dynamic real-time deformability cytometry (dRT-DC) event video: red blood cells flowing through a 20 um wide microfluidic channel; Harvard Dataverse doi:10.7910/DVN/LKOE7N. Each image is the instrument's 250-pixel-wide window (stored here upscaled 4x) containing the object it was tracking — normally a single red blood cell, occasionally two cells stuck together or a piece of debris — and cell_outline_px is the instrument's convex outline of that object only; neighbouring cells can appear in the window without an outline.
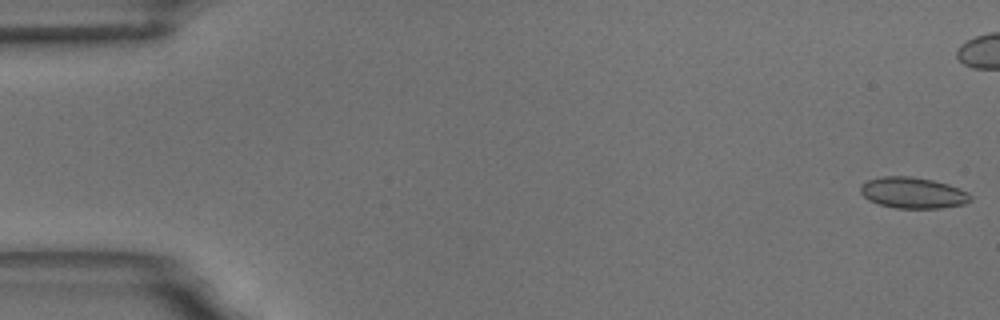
{"species": "common noctule bat (a hibernating species)", "species_latin": "Nyctalus noctula", "temperature_condition": "room temperature", "stored_images_in_passage": 56, "camera_frame_rate_fps": 3000, "um_per_image_px": 0.085, "animal": {"sex": "male", "body_mass_g": 18.8}, "frame": {"image": 1, "passage_image": 1, "time_ms": 0.0, "image_size_px": [1000, 320], "cell_outline_px": [[972, 200], [964, 204], [940, 208], [896, 208], [880, 204], [868, 200], [860, 192], [860, 188], [868, 180], [880, 176], [912, 176], [932, 180], [948, 184], [960, 188], [968, 192], [972, 196]], "centroid_in_image_um": [77.63, 16.38], "position_along_channel_um": 7.4, "area_um2": 19.94}}